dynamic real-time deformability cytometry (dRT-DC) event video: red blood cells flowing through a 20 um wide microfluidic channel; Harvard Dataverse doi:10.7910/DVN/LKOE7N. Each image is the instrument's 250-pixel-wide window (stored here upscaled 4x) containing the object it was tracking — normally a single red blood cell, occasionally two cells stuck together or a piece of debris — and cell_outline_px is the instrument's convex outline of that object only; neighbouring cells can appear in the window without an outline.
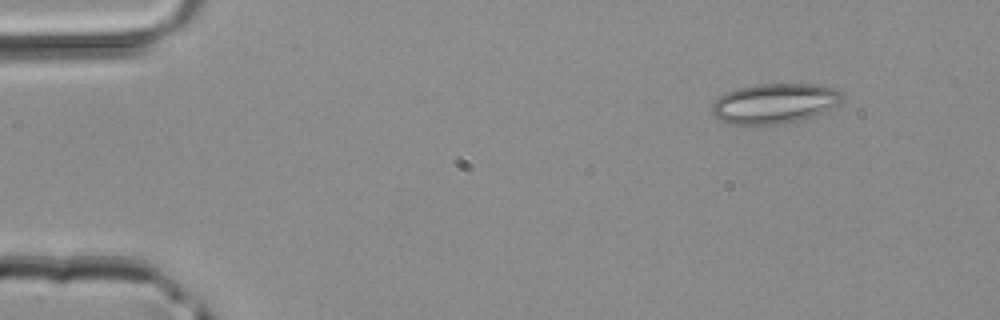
{"species": "common noctule bat (a hibernating species)", "species_latin": "Nyctalus noctula", "temperature_condition": "room temperature", "stored_images_in_passage": 3, "camera_frame_rate_fps": 3000, "um_per_image_px": 0.085, "animal": {"sex": "male", "body_mass_g": 20.4}, "frame": {"image": 1, "passage_image": 1, "time_ms": 0.0, "image_size_px": [1000, 320], "cell_outline_px": [[844, 96], [840, 104], [804, 120], [788, 124], [732, 124], [720, 120], [712, 116], [708, 108], [724, 92], [736, 88], [756, 84], [816, 84], [836, 88], [844, 92]], "centroid_in_image_um": [65.84, 8.79], "position_along_channel_um": 19.2, "area_um2": 31.1}}